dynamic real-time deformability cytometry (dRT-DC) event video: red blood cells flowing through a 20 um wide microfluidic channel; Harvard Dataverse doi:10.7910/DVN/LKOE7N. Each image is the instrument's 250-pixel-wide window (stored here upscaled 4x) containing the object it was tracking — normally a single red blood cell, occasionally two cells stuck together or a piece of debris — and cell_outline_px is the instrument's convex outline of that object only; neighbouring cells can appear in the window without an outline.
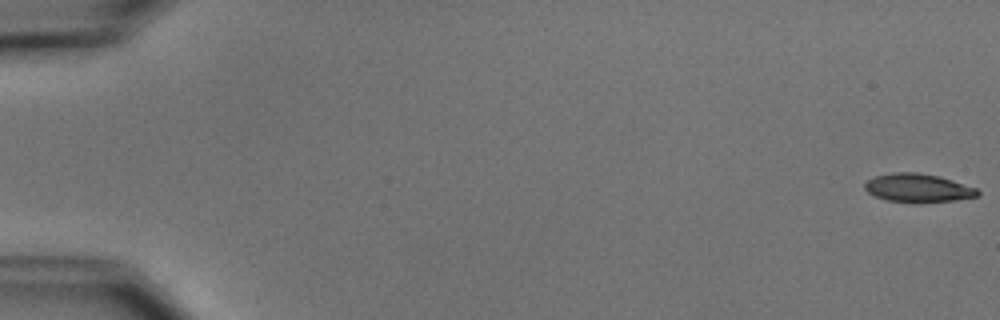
{"species": "common noctule bat (a hibernating species)", "species_latin": "Nyctalus noctula", "temperature_condition": "cold", "stored_images_in_passage": 4, "camera_frame_rate_fps": 3000, "um_per_image_px": 0.085, "animal": {"sex": "male", "body_mass_g": 15.6}, "frame": {"image": 1, "passage_image": 1, "time_ms": 0.0, "image_size_px": [1000, 320], "cell_outline_px": [[980, 196], [952, 200], [920, 204], [912, 204], [888, 200], [876, 196], [868, 192], [864, 188], [864, 184], [868, 180], [876, 176], [892, 172], [916, 172], [940, 176], [976, 188], [980, 192]], "centroid_in_image_um": [78.03, 15.99], "position_along_channel_um": 7.0, "area_um2": 18.96}}